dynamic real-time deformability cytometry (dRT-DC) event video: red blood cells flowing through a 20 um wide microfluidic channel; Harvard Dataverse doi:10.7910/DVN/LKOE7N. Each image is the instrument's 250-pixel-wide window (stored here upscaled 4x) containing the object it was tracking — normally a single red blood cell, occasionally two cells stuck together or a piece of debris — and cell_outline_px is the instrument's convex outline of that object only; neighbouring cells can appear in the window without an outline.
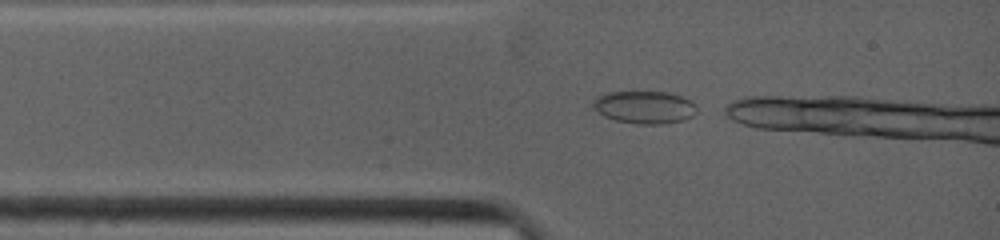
{"species": "common noctule bat (a hibernating species)", "species_latin": "Nyctalus noctula", "temperature_condition": "warm", "stored_images_in_passage": 5, "camera_frame_rate_fps": 4500, "um_per_image_px": 0.085, "animal": {"sex": "female", "body_mass_g": 19.0, "forearm_length_mm": 53.3}, "frame": {"image": 1, "passage_image": 1, "time_ms": 0.0, "image_size_px": [1000, 240], "cell_outline_px": [[696, 112], [692, 116], [684, 120], [656, 124], [636, 124], [616, 120], [604, 116], [592, 104], [596, 96], [608, 92], [668, 92], [680, 96], [696, 104]], "centroid_in_image_um": [54.79, 9.11], "position_along_channel_um": 30.2, "area_um2": 19.48}}